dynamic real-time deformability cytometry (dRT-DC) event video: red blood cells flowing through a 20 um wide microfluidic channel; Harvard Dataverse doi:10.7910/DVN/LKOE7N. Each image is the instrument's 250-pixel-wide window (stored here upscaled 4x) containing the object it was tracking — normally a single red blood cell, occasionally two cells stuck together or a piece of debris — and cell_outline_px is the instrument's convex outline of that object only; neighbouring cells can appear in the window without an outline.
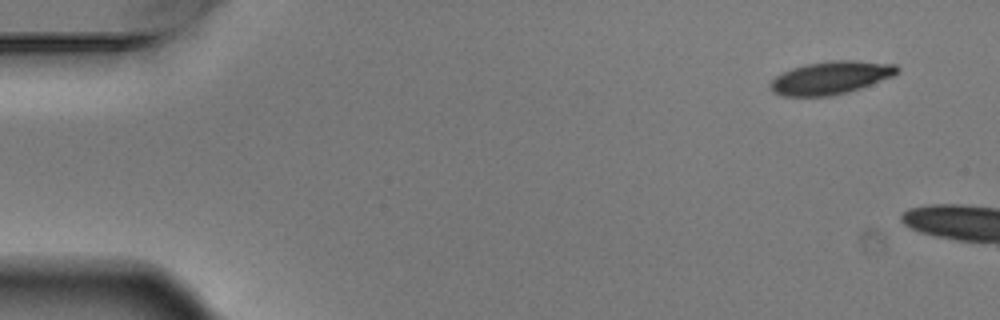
{"species": "Egyptian fruit bat (a non-hibernating species)", "species_latin": "Rousettus aegyptiacus", "temperature_condition": "warm", "stored_images_in_passage": 3, "camera_frame_rate_fps": 3000, "um_per_image_px": 0.085, "animal": {"sex": "male"}, "frame": {"image": 1, "passage_image": 1, "time_ms": 0.0, "image_size_px": [1000, 320], "cell_outline_px": [[900, 68], [892, 76], [860, 88], [848, 92], [832, 96], [780, 96], [772, 92], [768, 84], [776, 76], [792, 68], [804, 64], [832, 60], [852, 60], [896, 64]], "centroid_in_image_um": [70.57, 6.61], "position_along_channel_um": 14.4, "area_um2": 24.33}}